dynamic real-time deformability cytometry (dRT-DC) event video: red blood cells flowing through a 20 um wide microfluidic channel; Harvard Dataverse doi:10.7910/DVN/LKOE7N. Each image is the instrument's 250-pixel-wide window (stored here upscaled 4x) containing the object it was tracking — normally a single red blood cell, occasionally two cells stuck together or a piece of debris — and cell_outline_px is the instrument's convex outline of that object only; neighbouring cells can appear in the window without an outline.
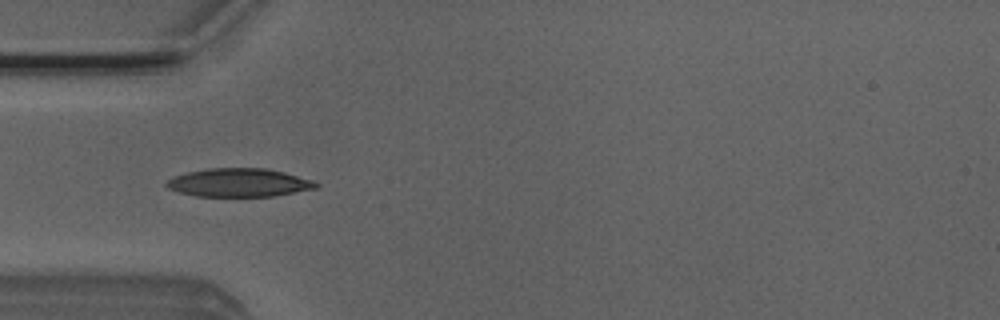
{"species": "Egyptian fruit bat (a non-hibernating species)", "species_latin": "Rousettus aegyptiacus", "temperature_condition": "room temperature", "stored_images_in_passage": 10, "camera_frame_rate_fps": 3000, "um_per_image_px": 0.085, "animal": {"sex": "male"}, "frame": {"image": 1, "passage_image": 8, "time_ms": 2.333, "image_size_px": [1000, 320], "cell_outline_px": [[320, 184], [316, 188], [276, 196], [196, 196], [180, 192], [168, 188], [164, 184], [172, 176], [188, 172], [208, 168], [264, 168], [284, 172], [312, 180]], "centroid_in_image_um": [20.3, 15.52], "position_along_channel_um": 64.7, "area_um2": 24.68}}